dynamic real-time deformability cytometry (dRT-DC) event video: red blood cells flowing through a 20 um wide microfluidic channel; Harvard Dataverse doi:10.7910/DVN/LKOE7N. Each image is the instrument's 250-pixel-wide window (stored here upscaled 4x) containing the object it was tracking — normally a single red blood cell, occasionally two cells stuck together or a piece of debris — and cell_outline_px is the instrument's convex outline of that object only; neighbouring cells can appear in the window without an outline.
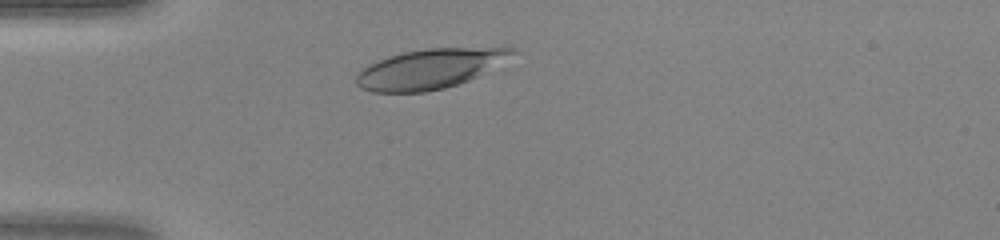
{"species": "human", "species_latin": "Homo sapiens", "temperature_condition": "warm", "stored_images_in_passage": 31, "camera_frame_rate_fps": 3000, "um_per_image_px": 0.085, "donor": {"sex": "female"}, "frame": {"image": 1, "passage_image": 4, "time_ms": 1.0, "image_size_px": [1000, 240], "cell_outline_px": [[516, 52], [476, 76], [468, 80], [444, 88], [424, 92], [372, 92], [360, 88], [356, 84], [356, 76], [360, 68], [388, 56], [404, 52], [428, 48], [516, 48]], "centroid_in_image_um": [36.41, 5.86], "position_along_channel_um": 48.6, "area_um2": 35.37}}
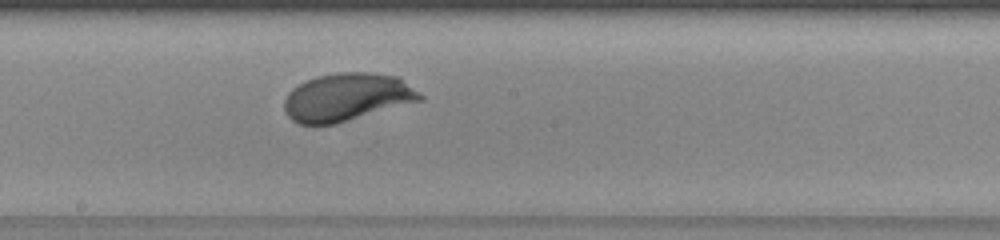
{"frame": {"image": 2, "passage_image": 17, "time_ms": 5.333, "image_size_px": [1000, 240], "cell_outline_px": [[424, 100], [336, 124], [300, 124], [292, 120], [288, 116], [284, 108], [284, 100], [288, 92], [292, 88], [316, 76], [340, 72], [372, 72], [400, 76], [420, 92], [424, 96]], "centroid_in_image_um": [29.54, 8.25], "position_along_channel_um": 218.7, "area_um2": 38.26}}
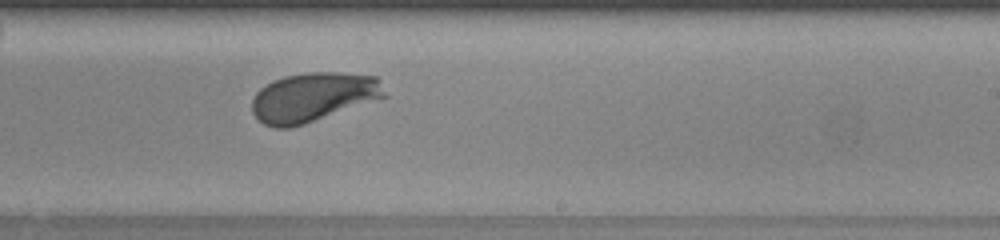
{"frame": {"image": 3, "passage_image": 20, "time_ms": 6.333, "image_size_px": [1000, 240], "cell_outline_px": [[388, 96], [304, 124], [288, 128], [276, 128], [264, 124], [252, 112], [252, 100], [256, 92], [260, 88], [284, 76], [308, 72], [336, 72], [376, 76], [380, 80]], "centroid_in_image_um": [26.63, 8.25], "position_along_channel_um": 262.4, "area_um2": 37.86}}